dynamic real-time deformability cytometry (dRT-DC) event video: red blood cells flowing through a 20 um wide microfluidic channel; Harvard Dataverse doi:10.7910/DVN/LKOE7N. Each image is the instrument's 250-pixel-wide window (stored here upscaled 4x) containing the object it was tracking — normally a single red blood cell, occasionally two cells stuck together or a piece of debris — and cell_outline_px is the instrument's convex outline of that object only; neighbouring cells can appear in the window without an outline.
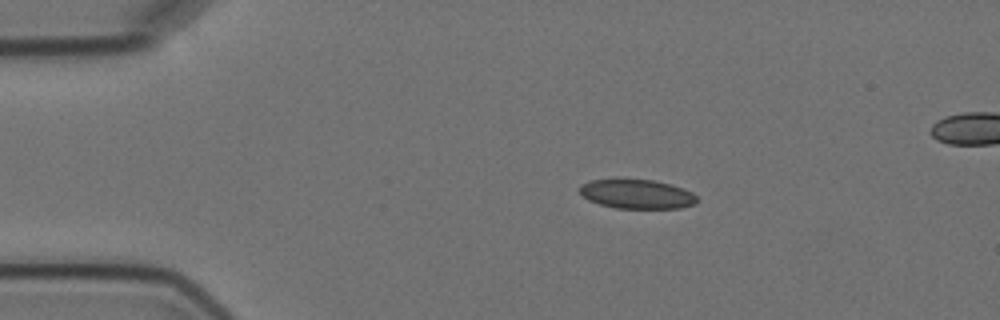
{"species": "Egyptian fruit bat (a non-hibernating species)", "species_latin": "Rousettus aegyptiacus", "temperature_condition": "cold", "stored_images_in_passage": 4, "camera_frame_rate_fps": 3000, "um_per_image_px": 0.085, "animal": {"sex": "female"}, "frame": {"image": 1, "passage_image": 1, "time_ms": 0.0, "image_size_px": [1000, 320], "cell_outline_px": [[696, 204], [680, 208], [616, 208], [600, 204], [588, 200], [580, 192], [580, 184], [588, 180], [612, 176], [616, 176], [652, 180], [672, 184], [684, 188], [692, 192], [696, 196]], "centroid_in_image_um": [54.08, 16.44], "position_along_channel_um": 30.9, "area_um2": 20.87}}